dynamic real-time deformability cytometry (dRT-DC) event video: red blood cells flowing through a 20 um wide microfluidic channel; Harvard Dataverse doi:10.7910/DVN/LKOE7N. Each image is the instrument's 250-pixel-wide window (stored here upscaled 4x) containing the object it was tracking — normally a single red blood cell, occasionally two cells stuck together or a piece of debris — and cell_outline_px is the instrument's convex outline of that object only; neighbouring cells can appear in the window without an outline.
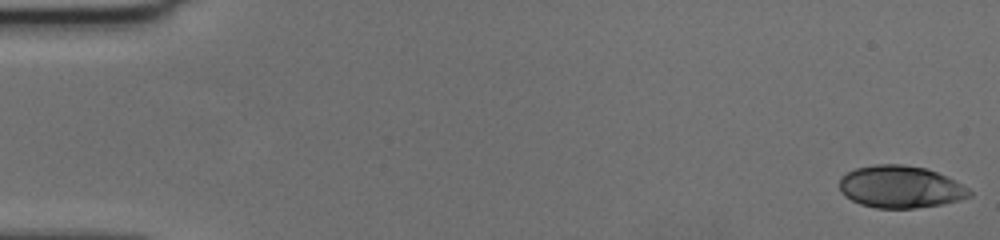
{"species": "human", "species_latin": "Homo sapiens", "temperature_condition": "cold", "stored_images_in_passage": 56, "camera_frame_rate_fps": 3000, "um_per_image_px": 0.085, "donor": {"sex": "female"}, "frame": {"image": 1, "passage_image": 1, "time_ms": 0.0, "image_size_px": [1000, 240], "cell_outline_px": [[972, 196], [960, 200], [944, 204], [916, 208], [876, 208], [860, 204], [844, 196], [840, 192], [840, 176], [856, 168], [876, 164], [900, 164], [924, 168], [936, 172], [956, 180], [968, 188], [972, 192]], "centroid_in_image_um": [76.54, 15.89], "position_along_channel_um": 8.5, "area_um2": 32.14}}
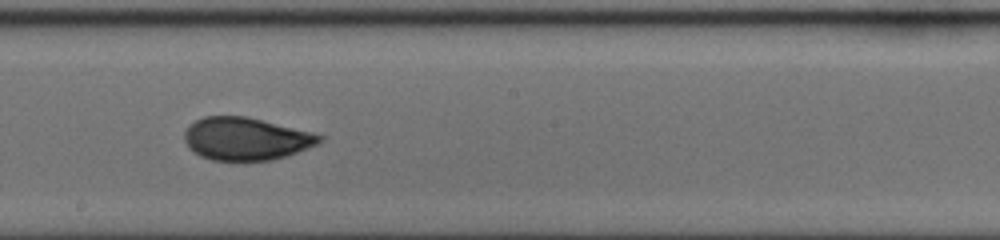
{"frame": {"image": 2, "passage_image": 32, "time_ms": 10.333, "image_size_px": [1000, 240], "cell_outline_px": [[324, 140], [308, 148], [272, 160], [212, 160], [200, 156], [192, 152], [188, 148], [184, 140], [184, 132], [188, 124], [204, 116], [248, 116], [312, 132], [324, 136]], "centroid_in_image_um": [20.87, 11.78], "position_along_channel_um": 227.3, "area_um2": 33.76}}
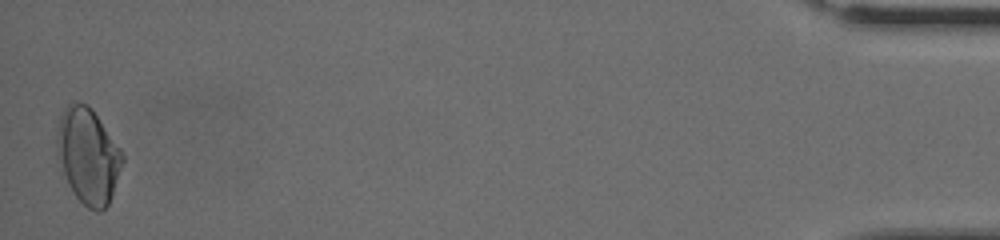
{"frame": {"image": 3, "passage_image": 56, "time_ms": 18.333, "image_size_px": [1000, 240], "cell_outline_px": [[124, 160], [112, 196], [108, 204], [100, 212], [96, 212], [88, 208], [76, 196], [60, 172], [56, 156], [56, 132], [60, 116], [64, 108], [72, 100], [88, 104], [92, 108], [120, 148], [124, 156]], "centroid_in_image_um": [7.45, 13.22], "position_along_channel_um": 427.8, "area_um2": 37.05}, "authors_computed_cell_mechanics": {"area_um2": 32.9749, "velocity_mm_per_s": 3.6469, "shape_relaxation_time_tau1_ms": null, "shape_relaxation_time_tau2_ms": 1.2774, "deformation_change_tau1": null, "deformation_change_tau2": 0.0522}}